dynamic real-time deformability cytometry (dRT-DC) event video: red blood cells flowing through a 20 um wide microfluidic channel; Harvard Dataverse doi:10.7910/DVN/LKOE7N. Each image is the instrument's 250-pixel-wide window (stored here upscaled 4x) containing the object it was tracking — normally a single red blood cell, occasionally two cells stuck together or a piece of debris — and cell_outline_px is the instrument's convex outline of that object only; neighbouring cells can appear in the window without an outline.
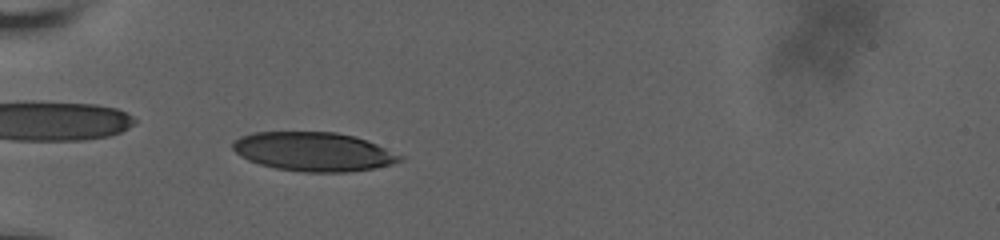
{"species": "human", "species_latin": "Homo sapiens", "temperature_condition": "room temperature", "stored_images_in_passage": 8, "camera_frame_rate_fps": 3000, "um_per_image_px": 0.085, "donor": {"sex": "male"}, "frame": {"image": 1, "passage_image": 7, "time_ms": 1.667, "image_size_px": [1000, 240], "cell_outline_px": [[404, 160], [392, 164], [372, 168], [344, 172], [304, 172], [276, 168], [260, 164], [248, 160], [240, 156], [232, 148], [232, 140], [240, 136], [256, 132], [336, 132], [352, 136], [376, 144], [404, 156]], "centroid_in_image_um": [26.62, 12.89], "position_along_channel_um": 58.4, "area_um2": 37.8}}